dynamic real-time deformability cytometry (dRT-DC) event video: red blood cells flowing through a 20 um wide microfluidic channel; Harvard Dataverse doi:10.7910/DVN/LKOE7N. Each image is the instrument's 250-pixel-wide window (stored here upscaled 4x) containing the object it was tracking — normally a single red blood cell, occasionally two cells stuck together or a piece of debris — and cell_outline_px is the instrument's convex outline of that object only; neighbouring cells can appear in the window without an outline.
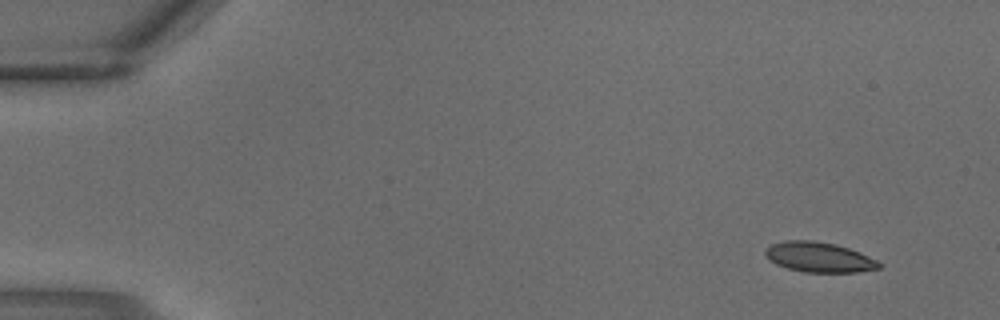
{"species": "common noctule bat (a hibernating species)", "species_latin": "Nyctalus noctula", "temperature_condition": "warm", "stored_images_in_passage": 4, "camera_frame_rate_fps": 3000, "um_per_image_px": 0.085, "animal": {"sex": "male", "body_mass_g": 18.8}, "frame": {"image": 1, "passage_image": 1, "time_ms": 0.0, "image_size_px": [1000, 320], "cell_outline_px": [[880, 268], [856, 272], [804, 272], [788, 268], [776, 264], [768, 260], [764, 256], [764, 248], [772, 244], [784, 240], [812, 240], [836, 244], [860, 252], [876, 260], [880, 264]], "centroid_in_image_um": [69.56, 21.85], "position_along_channel_um": 15.4, "area_um2": 20.0}}